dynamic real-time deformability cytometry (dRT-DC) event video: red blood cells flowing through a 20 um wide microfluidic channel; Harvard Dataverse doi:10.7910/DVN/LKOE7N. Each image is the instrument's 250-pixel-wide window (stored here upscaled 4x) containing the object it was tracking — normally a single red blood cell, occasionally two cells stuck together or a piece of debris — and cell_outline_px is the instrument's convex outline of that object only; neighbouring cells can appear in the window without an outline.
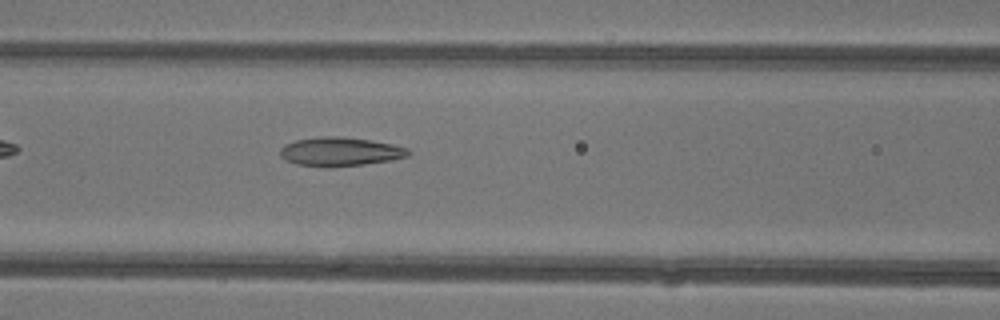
{"species": "common noctule bat (a hibernating species)", "species_latin": "Nyctalus noctula", "temperature_condition": "warm", "stored_images_in_passage": 30, "camera_frame_rate_fps": 3000, "um_per_image_px": 0.085, "animal": {"sex": "female"}, "frame": {"image": 1, "passage_image": 5, "time_ms": 1.333, "image_size_px": [1000, 320], "cell_outline_px": [[412, 152], [408, 156], [392, 160], [364, 164], [296, 164], [284, 160], [280, 156], [280, 148], [284, 144], [296, 140], [316, 136], [340, 136], [372, 140], [392, 144], [408, 148]], "centroid_in_image_um": [28.93, 12.84], "position_along_channel_um": 137.7, "area_um2": 20.98}}
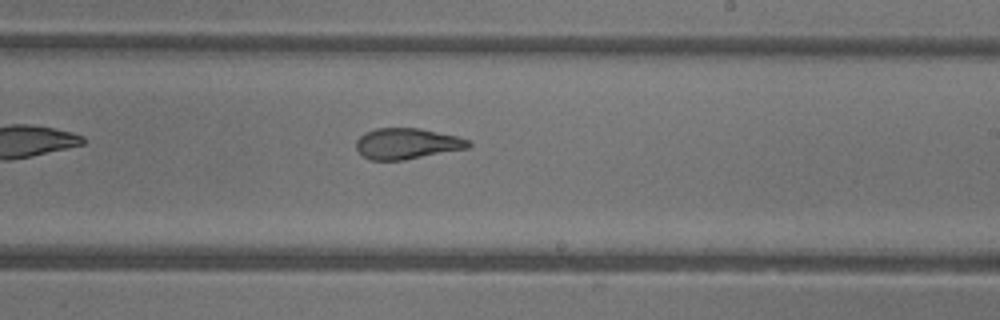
{"frame": {"image": 2, "passage_image": 13, "time_ms": 4.0, "image_size_px": [1000, 320], "cell_outline_px": [[472, 144], [468, 148], [404, 160], [372, 160], [364, 156], [356, 148], [356, 140], [364, 132], [376, 128], [420, 128], [456, 136], [468, 140]], "centroid_in_image_um": [34.58, 12.2], "position_along_channel_um": 254.4, "area_um2": 20.11}}
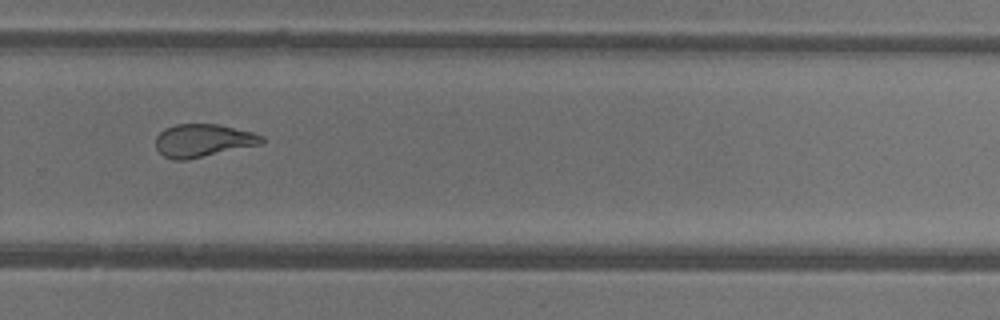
{"frame": {"image": 3, "passage_image": 17, "time_ms": 5.333, "image_size_px": [1000, 320], "cell_outline_px": [[264, 144], [188, 160], [172, 160], [164, 156], [156, 148], [156, 136], [164, 128], [176, 124], [220, 124], [252, 132], [264, 136]], "centroid_in_image_um": [17.28, 11.95], "position_along_channel_um": 312.5, "area_um2": 20.69}}